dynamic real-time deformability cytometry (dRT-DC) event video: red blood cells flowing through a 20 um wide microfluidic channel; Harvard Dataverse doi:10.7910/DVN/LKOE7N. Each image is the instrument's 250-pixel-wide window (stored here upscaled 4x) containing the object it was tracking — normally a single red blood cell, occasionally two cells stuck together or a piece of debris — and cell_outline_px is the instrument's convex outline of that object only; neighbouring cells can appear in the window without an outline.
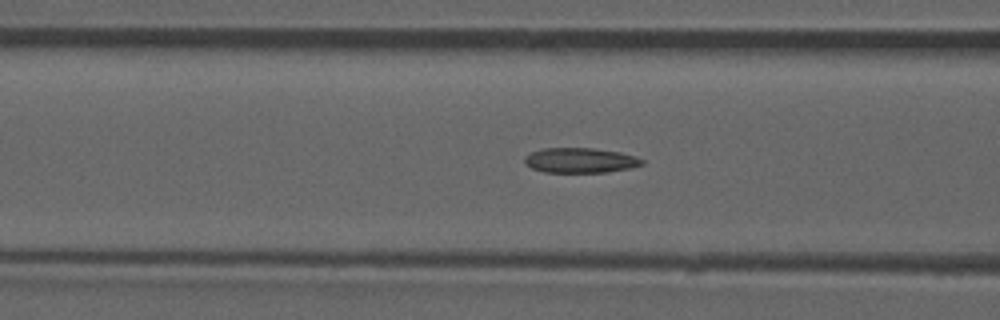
{"species": "common noctule bat (a hibernating species)", "species_latin": "Nyctalus noctula", "temperature_condition": "room temperature", "stored_images_in_passage": 47, "camera_frame_rate_fps": 3000, "um_per_image_px": 0.085, "animal": {"sex": "male", "forearm_length_mm": 52.5}, "frame": {"image": 1, "passage_image": 21, "time_ms": 6.667, "image_size_px": [1000, 320], "cell_outline_px": [[644, 164], [628, 168], [604, 172], [544, 172], [532, 168], [524, 164], [524, 156], [532, 152], [544, 148], [592, 148], [620, 152], [636, 156], [644, 160]], "centroid_in_image_um": [49.3, 13.62], "position_along_channel_um": 117.3, "area_um2": 17.05}, "authors_computed_cell_mechanics": {"area_um2": 17.3978, "velocity_mm_per_s": 3.8626, "shape_relaxation_time_tau1_ms": null, "shape_relaxation_time_tau2_ms": 2.6237, "deformation_change_tau1": null, "deformation_change_tau2": 0.1013}}